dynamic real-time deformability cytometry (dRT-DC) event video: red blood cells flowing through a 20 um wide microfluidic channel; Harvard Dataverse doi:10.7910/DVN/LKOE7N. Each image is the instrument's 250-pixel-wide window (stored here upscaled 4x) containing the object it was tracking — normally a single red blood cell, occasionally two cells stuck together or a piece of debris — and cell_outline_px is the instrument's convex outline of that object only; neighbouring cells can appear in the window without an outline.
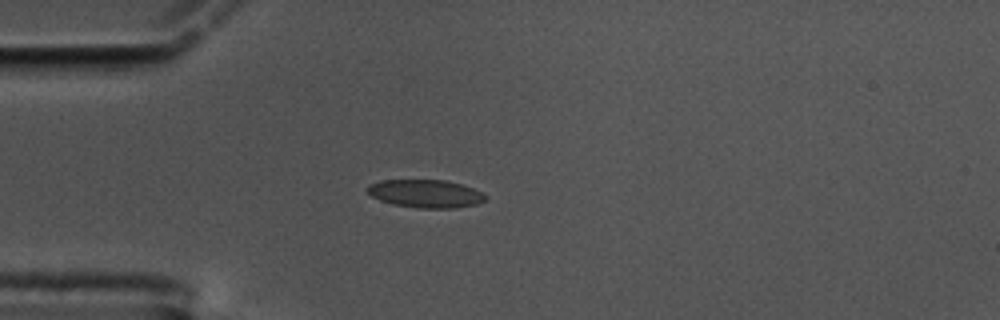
{"species": "common noctule bat (a hibernating species)", "species_latin": "Nyctalus noctula", "temperature_condition": "cold", "stored_images_in_passage": 44, "camera_frame_rate_fps": 3000, "um_per_image_px": 0.085, "animal": {"sex": "male", "body_mass_g": 17.5, "forearm_length_mm": 52.3}, "frame": {"image": 1, "passage_image": 1, "time_ms": 0.0, "image_size_px": [1000, 320], "cell_outline_px": [[488, 196], [484, 200], [476, 204], [456, 208], [420, 208], [392, 204], [380, 200], [372, 196], [368, 192], [368, 184], [384, 180], [444, 180], [460, 184], [472, 188]], "centroid_in_image_um": [36.17, 16.46], "position_along_channel_um": 48.8, "area_um2": 19.07}}
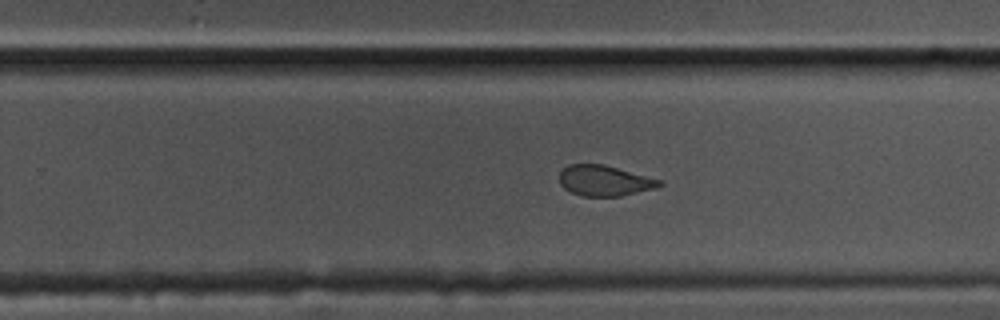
{"frame": {"image": 2, "passage_image": 22, "time_ms": 7.0, "image_size_px": [1000, 320], "cell_outline_px": [[664, 184], [656, 188], [620, 196], [580, 196], [564, 188], [560, 184], [560, 172], [568, 164], [604, 164], [664, 180]], "centroid_in_image_um": [51.42, 15.35], "position_along_channel_um": 278.4, "area_um2": 17.98}}
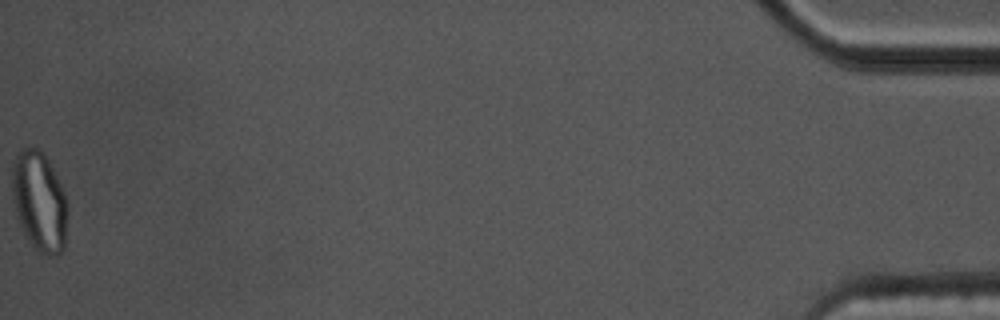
{"frame": {"image": 3, "passage_image": 44, "time_ms": 14.333, "image_size_px": [1000, 320], "cell_outline_px": [[68, 212], [64, 248], [56, 256], [48, 256], [36, 252], [28, 240], [16, 216], [12, 200], [12, 160], [16, 152], [20, 148], [36, 148], [44, 152], [64, 192], [68, 204]], "centroid_in_image_um": [3.33, 17.13], "position_along_channel_um": 431.9, "area_um2": 32.83}, "authors_computed_cell_mechanics": {"area_um2": 19.3052, "velocity_mm_per_s": 3.4525, "shape_relaxation_time_tau1_ms": null, "shape_relaxation_time_tau2_ms": 1.3422, "deformation_change_tau1": null, "deformation_change_tau2": 0.0783}}